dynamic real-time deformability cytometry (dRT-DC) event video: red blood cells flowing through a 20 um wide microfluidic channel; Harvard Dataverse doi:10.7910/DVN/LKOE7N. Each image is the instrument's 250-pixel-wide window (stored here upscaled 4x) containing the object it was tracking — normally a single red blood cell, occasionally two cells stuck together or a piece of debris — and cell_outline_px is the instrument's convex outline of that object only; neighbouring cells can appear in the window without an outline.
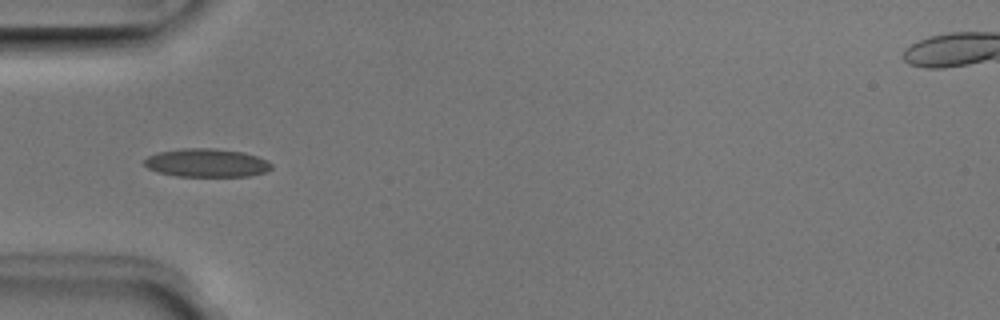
{"species": "Egyptian fruit bat (a non-hibernating species)", "species_latin": "Rousettus aegyptiacus", "temperature_condition": "room temperature", "stored_images_in_passage": 8, "camera_frame_rate_fps": 3000, "um_per_image_px": 0.085, "animal": {"sex": "male"}, "frame": {"image": 1, "passage_image": 5, "time_ms": 1.333, "image_size_px": [1000, 320], "cell_outline_px": [[272, 168], [268, 172], [248, 176], [176, 176], [156, 172], [148, 168], [144, 164], [144, 160], [148, 156], [160, 152], [180, 148], [216, 148], [244, 152], [268, 160], [272, 164]], "centroid_in_image_um": [17.59, 13.84], "position_along_channel_um": 67.4, "area_um2": 21.21}}
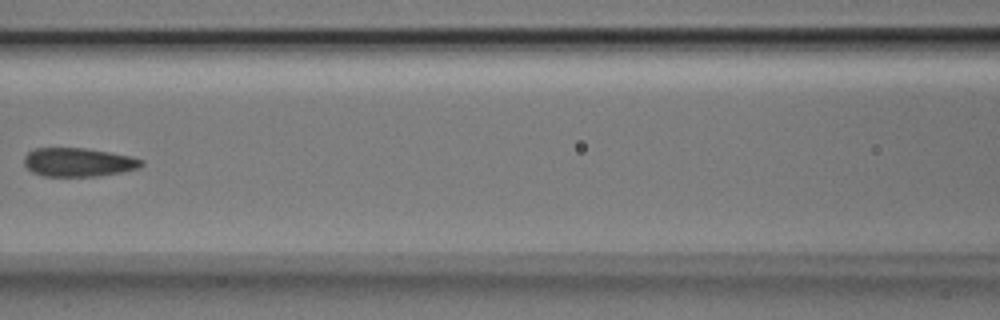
{"frame": {"image": 2, "passage_image": 7, "time_ms": 2.0, "image_size_px": [1000, 320], "cell_outline_px": [[144, 164], [140, 168], [124, 172], [96, 176], [44, 176], [32, 172], [24, 164], [24, 156], [28, 152], [36, 148], [84, 148], [132, 156], [144, 160]], "centroid_in_image_um": [6.69, 13.79], "position_along_channel_um": 159.9, "area_um2": 19.71}}
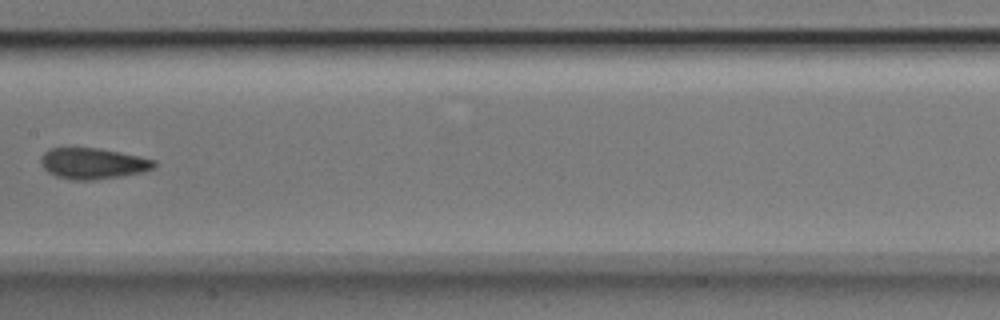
{"frame": {"image": 3, "passage_image": 8, "time_ms": 2.333, "image_size_px": [1000, 320], "cell_outline_px": [[156, 168], [144, 172], [120, 176], [92, 180], [72, 180], [56, 176], [48, 172], [40, 164], [40, 160], [44, 152], [52, 148], [100, 148], [140, 156], [156, 160]], "centroid_in_image_um": [7.93, 13.89], "position_along_channel_um": 199.5, "area_um2": 20.58}}